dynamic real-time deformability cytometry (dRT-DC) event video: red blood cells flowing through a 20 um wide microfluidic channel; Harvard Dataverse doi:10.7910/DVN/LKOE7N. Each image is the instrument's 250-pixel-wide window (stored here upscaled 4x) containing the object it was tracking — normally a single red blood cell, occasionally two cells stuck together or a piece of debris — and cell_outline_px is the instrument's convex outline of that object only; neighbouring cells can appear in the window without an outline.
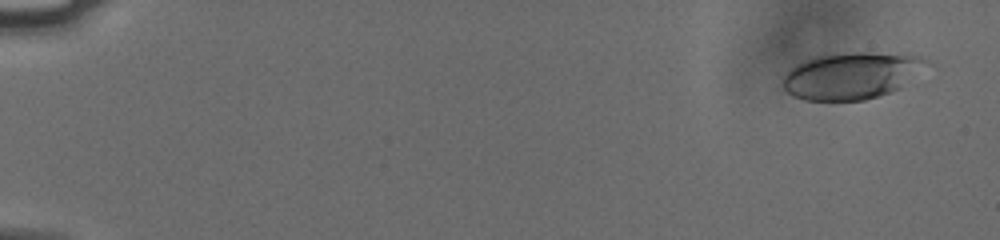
{"species": "human", "species_latin": "Homo sapiens", "temperature_condition": "cold", "stored_images_in_passage": 16, "camera_frame_rate_fps": 3000, "um_per_image_px": 0.085, "donor": {"sex": "male"}, "frame": {"image": 1, "passage_image": 3, "time_ms": 0.667, "image_size_px": [1000, 240], "cell_outline_px": [[928, 60], [900, 88], [864, 100], [804, 100], [792, 96], [784, 88], [784, 76], [796, 64], [816, 56], [828, 52], [872, 52], [924, 56]], "centroid_in_image_um": [72.31, 6.4], "position_along_channel_um": 12.7, "area_um2": 38.67}}
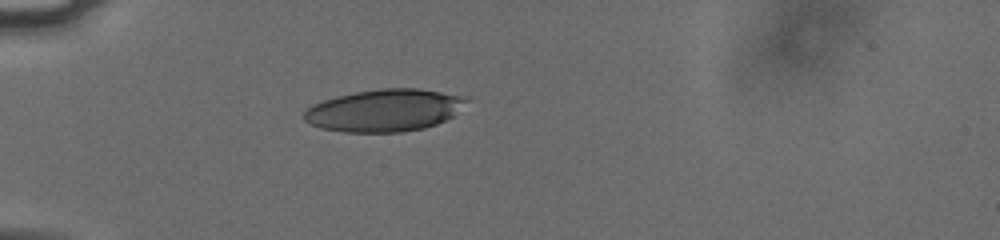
{"frame": {"image": 2, "passage_image": 14, "time_ms": 4.333, "image_size_px": [1000, 240], "cell_outline_px": [[468, 100], [452, 116], [436, 124], [424, 128], [400, 132], [344, 132], [324, 128], [312, 124], [304, 120], [304, 112], [308, 108], [324, 100], [356, 92], [380, 88], [416, 88], [468, 96]], "centroid_in_image_um": [32.72, 9.37], "position_along_channel_um": 52.3, "area_um2": 39.54}}
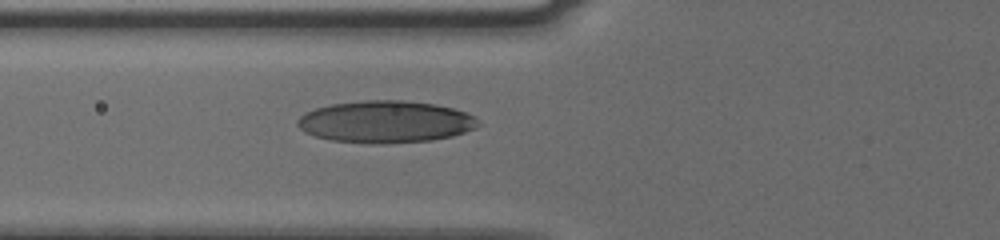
{"frame": {"image": 3, "passage_image": 16, "time_ms": 5.0, "image_size_px": [1000, 240], "cell_outline_px": [[480, 124], [476, 128], [452, 136], [432, 140], [380, 144], [372, 144], [332, 140], [316, 136], [304, 132], [296, 124], [296, 120], [304, 112], [316, 108], [332, 104], [368, 100], [400, 100], [432, 104], [452, 108], [464, 112], [472, 116]], "centroid_in_image_um": [32.73, 10.36], "position_along_channel_um": 93.1, "area_um2": 44.04}}